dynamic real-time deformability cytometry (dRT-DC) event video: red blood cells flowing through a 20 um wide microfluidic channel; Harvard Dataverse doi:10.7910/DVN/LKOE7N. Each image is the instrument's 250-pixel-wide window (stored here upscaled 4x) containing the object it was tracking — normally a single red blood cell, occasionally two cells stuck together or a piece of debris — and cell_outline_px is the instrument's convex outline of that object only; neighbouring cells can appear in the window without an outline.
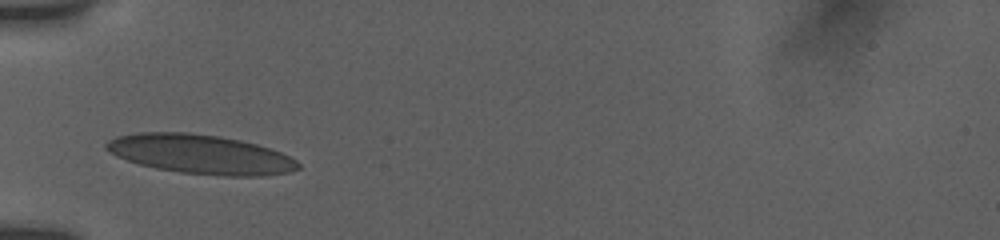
{"species": "human", "species_latin": "Homo sapiens", "temperature_condition": "room temperature", "stored_images_in_passage": 39, "camera_frame_rate_fps": 3000, "um_per_image_px": 0.085, "donor": {"sex": "female"}, "frame": {"image": 1, "passage_image": 1, "time_ms": 0.0, "image_size_px": [1000, 240], "cell_outline_px": [[300, 168], [288, 172], [260, 176], [224, 176], [180, 172], [156, 168], [140, 164], [116, 156], [108, 152], [104, 148], [104, 144], [108, 140], [116, 136], [136, 132], [188, 132], [220, 136], [240, 140], [256, 144], [280, 152], [296, 160], [300, 164]], "centroid_in_image_um": [17.0, 13.1], "position_along_channel_um": 68.0, "area_um2": 43.93}}
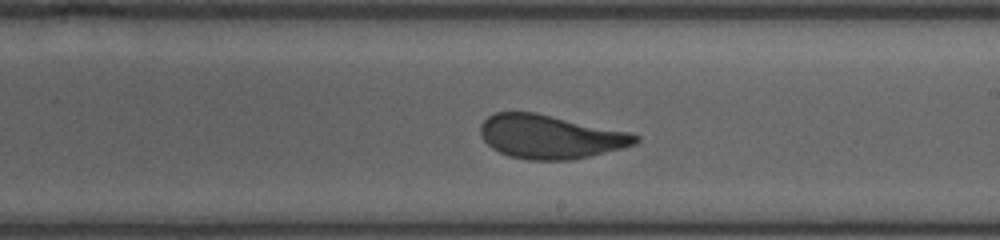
{"frame": {"image": 2, "passage_image": 20, "time_ms": 4.667, "image_size_px": [1000, 240], "cell_outline_px": [[640, 140], [636, 144], [572, 160], [528, 160], [508, 156], [492, 148], [484, 140], [480, 132], [480, 124], [488, 116], [496, 112], [536, 112], [628, 132], [640, 136]], "centroid_in_image_um": [46.74, 11.62], "position_along_channel_um": 242.3, "area_um2": 39.3}}
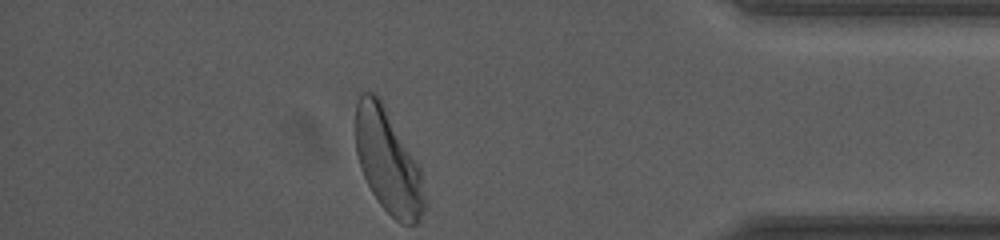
{"frame": {"image": 3, "passage_image": 39, "time_ms": 9.667, "image_size_px": [1000, 240], "cell_outline_px": [[428, 204], [416, 224], [400, 224], [380, 204], [372, 192], [360, 168], [356, 152], [356, 104], [360, 92], [376, 92], [420, 164]], "centroid_in_image_um": [33.02, 13.73], "position_along_channel_um": 402.2, "area_um2": 42.25}, "authors_computed_cell_mechanics": {"area_um2": 39.9976, "velocity_mm_per_s": 3.7869, "shape_relaxation_time_tau1_ms": 5.4138, "shape_relaxation_time_tau2_ms": null, "deformation_change_tau1": 0.1678, "deformation_change_tau2": null}}